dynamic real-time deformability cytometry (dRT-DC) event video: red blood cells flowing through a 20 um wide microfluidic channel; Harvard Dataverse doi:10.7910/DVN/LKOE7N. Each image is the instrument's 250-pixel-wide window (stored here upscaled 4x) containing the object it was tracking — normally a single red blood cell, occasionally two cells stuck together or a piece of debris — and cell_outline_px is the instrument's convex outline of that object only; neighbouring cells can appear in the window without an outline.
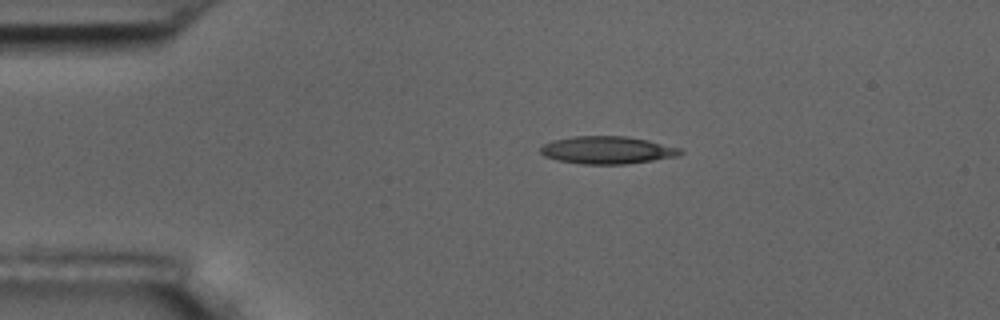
{"species": "common noctule bat (a hibernating species)", "species_latin": "Nyctalus noctula", "temperature_condition": "room temperature", "stored_images_in_passage": 6, "camera_frame_rate_fps": 3000, "um_per_image_px": 0.085, "animal": {"sex": "male", "body_mass_g": 17.5, "forearm_length_mm": 52.3}, "frame": {"image": 1, "passage_image": 6, "time_ms": 6.667, "image_size_px": [1000, 320], "cell_outline_px": [[684, 152], [680, 156], [624, 164], [580, 164], [556, 160], [544, 156], [540, 152], [540, 148], [544, 144], [552, 140], [572, 136], [624, 136], [648, 140], [680, 148]], "centroid_in_image_um": [51.6, 12.76], "position_along_channel_um": 33.4, "area_um2": 22.54}}